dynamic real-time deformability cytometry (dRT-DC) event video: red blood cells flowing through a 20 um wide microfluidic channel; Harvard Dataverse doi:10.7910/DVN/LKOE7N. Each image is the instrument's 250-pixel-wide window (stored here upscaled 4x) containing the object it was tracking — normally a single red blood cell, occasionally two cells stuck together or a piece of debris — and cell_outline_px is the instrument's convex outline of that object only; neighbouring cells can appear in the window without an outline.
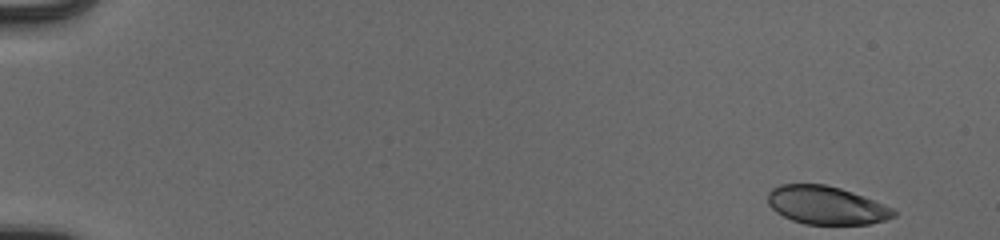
{"species": "human", "species_latin": "Homo sapiens", "temperature_condition": "cold", "stored_images_in_passage": 51, "camera_frame_rate_fps": 3000, "um_per_image_px": 0.085, "donor": {"sex": "male"}, "frame": {"image": 1, "passage_image": 1, "time_ms": 0.0, "image_size_px": [1000, 240], "cell_outline_px": [[896, 216], [884, 220], [868, 224], [804, 224], [792, 220], [776, 212], [768, 204], [768, 192], [772, 188], [780, 184], [824, 184], [840, 188], [852, 192], [892, 208], [896, 212]], "centroid_in_image_um": [70.2, 17.44], "position_along_channel_um": 14.8, "area_um2": 27.8}}
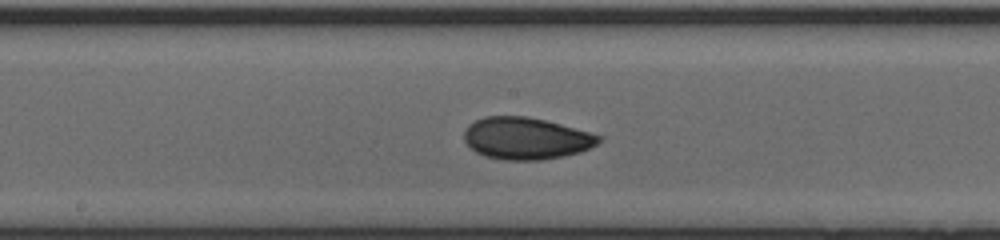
{"frame": {"image": 2, "passage_image": 28, "time_ms": 9.0, "image_size_px": [1000, 240], "cell_outline_px": [[604, 140], [580, 152], [564, 156], [540, 160], [504, 160], [484, 156], [476, 152], [464, 140], [464, 132], [468, 124], [484, 116], [528, 116], [560, 124], [604, 136]], "centroid_in_image_um": [44.72, 11.76], "position_along_channel_um": 203.5, "area_um2": 33.0}}
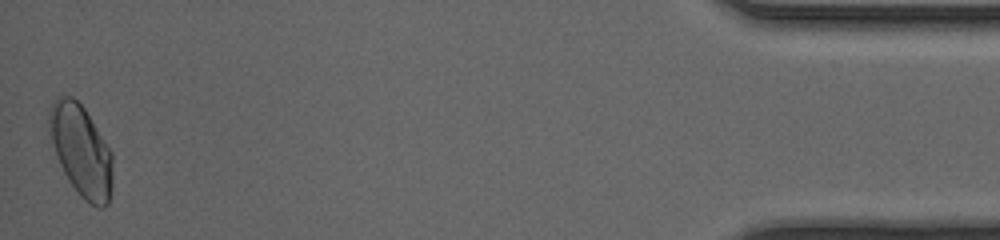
{"frame": {"image": 3, "passage_image": 51, "time_ms": 16.667, "image_size_px": [1000, 240], "cell_outline_px": [[112, 188], [108, 204], [104, 208], [96, 208], [84, 200], [80, 196], [64, 172], [60, 164], [52, 140], [48, 124], [48, 112], [56, 96], [72, 96], [84, 108], [112, 152]], "centroid_in_image_um": [6.91, 12.82], "position_along_channel_um": 428.3, "area_um2": 33.52}, "authors_computed_cell_mechanics": {"area_um2": 31.5588, "velocity_mm_per_s": 3.958, "shape_relaxation_time_tau1_ms": 3.5315, "shape_relaxation_time_tau2_ms": 1.634, "deformation_change_tau1": 0.1261, "deformation_change_tau2": 0.0469}}